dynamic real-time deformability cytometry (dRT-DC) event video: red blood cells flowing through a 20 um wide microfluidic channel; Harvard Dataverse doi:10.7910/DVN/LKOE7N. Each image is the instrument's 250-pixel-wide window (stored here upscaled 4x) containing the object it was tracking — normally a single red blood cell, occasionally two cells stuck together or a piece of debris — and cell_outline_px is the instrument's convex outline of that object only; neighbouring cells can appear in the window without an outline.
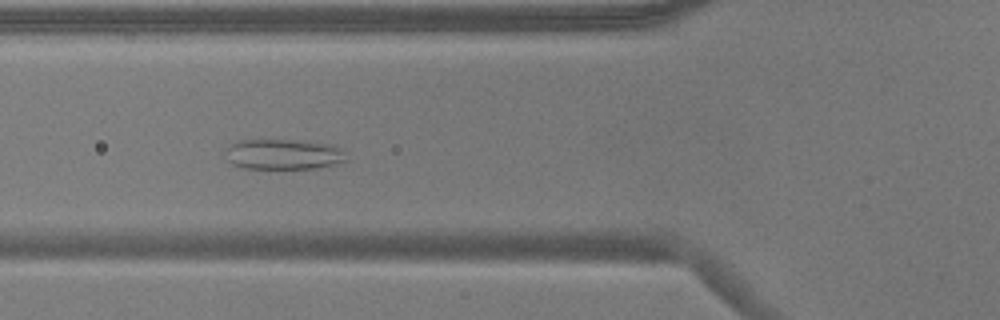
{"species": "common noctule bat (a hibernating species)", "species_latin": "Nyctalus noctula", "temperature_condition": "warm", "stored_images_in_passage": 55, "camera_frame_rate_fps": 3000, "um_per_image_px": 0.085, "animal": {"sex": "male", "body_mass_g": 17.9}, "frame": {"image": 1, "passage_image": 20, "time_ms": 6.333, "image_size_px": [1000, 320], "cell_outline_px": [[348, 160], [336, 164], [316, 168], [244, 168], [232, 164], [228, 160], [228, 148], [232, 144], [240, 140], [292, 140], [332, 144], [344, 148]], "centroid_in_image_um": [24.19, 13.11], "position_along_channel_um": 101.6, "area_um2": 21.33}}
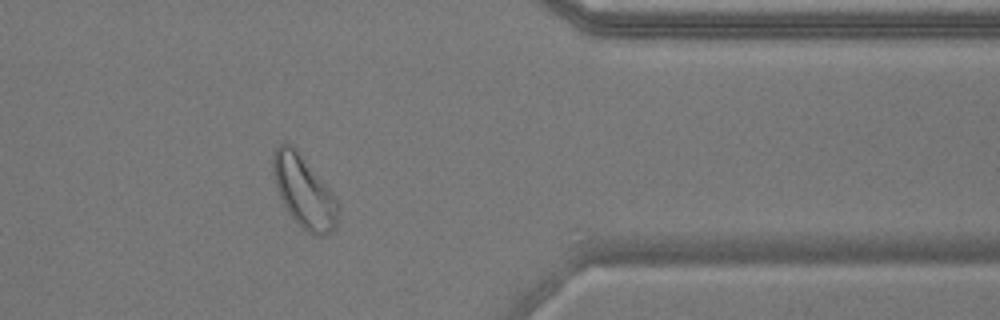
{"frame": {"image": 2, "passage_image": 45, "time_ms": 14.667, "image_size_px": [1000, 320], "cell_outline_px": [[340, 212], [336, 228], [320, 236], [316, 236], [308, 232], [292, 216], [284, 204], [280, 196], [276, 184], [272, 168], [272, 156], [276, 148], [284, 140], [292, 144], [328, 188], [336, 200]], "centroid_in_image_um": [25.83, 16.27], "position_along_channel_um": 385.6, "area_um2": 26.65}}
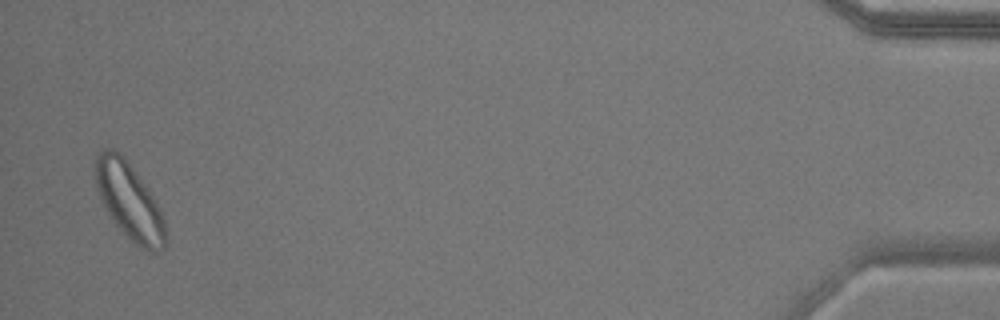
{"frame": {"image": 3, "passage_image": 54, "time_ms": 17.667, "image_size_px": [1000, 320], "cell_outline_px": [[164, 248], [156, 252], [152, 252], [140, 248], [116, 224], [104, 208], [96, 184], [92, 168], [92, 164], [96, 152], [104, 148], [112, 148], [120, 152], [124, 156], [152, 196], [164, 220]], "centroid_in_image_um": [10.9, 17.01], "position_along_channel_um": 424.3, "area_um2": 30.92}, "authors_computed_cell_mechanics": {"area_um2": 27.0504, "velocity_mm_per_s": 3.6163, "shape_relaxation_time_tau1_ms": null, "shape_relaxation_time_tau2_ms": 2.061, "deformation_change_tau1": null, "deformation_change_tau2": 0.0962}}